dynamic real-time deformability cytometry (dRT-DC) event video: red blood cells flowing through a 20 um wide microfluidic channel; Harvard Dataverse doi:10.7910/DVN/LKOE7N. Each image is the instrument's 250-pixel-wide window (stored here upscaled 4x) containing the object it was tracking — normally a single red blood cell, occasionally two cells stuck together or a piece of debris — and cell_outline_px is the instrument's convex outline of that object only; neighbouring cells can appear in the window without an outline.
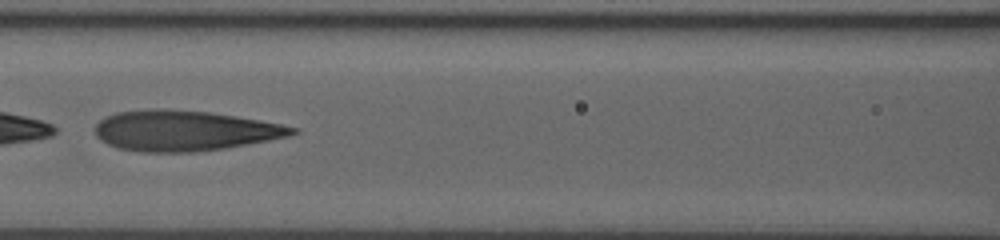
{"species": "human", "species_latin": "Homo sapiens", "temperature_condition": "room temperature", "stored_images_in_passage": 45, "camera_frame_rate_fps": 3000, "um_per_image_px": 0.085, "donor": {"sex": "male"}, "frame": {"image": 1, "passage_image": 19, "time_ms": 8.667, "image_size_px": [1000, 240], "cell_outline_px": [[300, 132], [288, 136], [268, 140], [224, 148], [192, 152], [144, 152], [120, 148], [108, 144], [100, 140], [96, 136], [96, 124], [104, 116], [116, 112], [152, 108], [160, 108], [208, 112], [280, 124], [300, 128]], "centroid_in_image_um": [15.63, 11.1], "position_along_channel_um": 151.0, "area_um2": 46.18}}
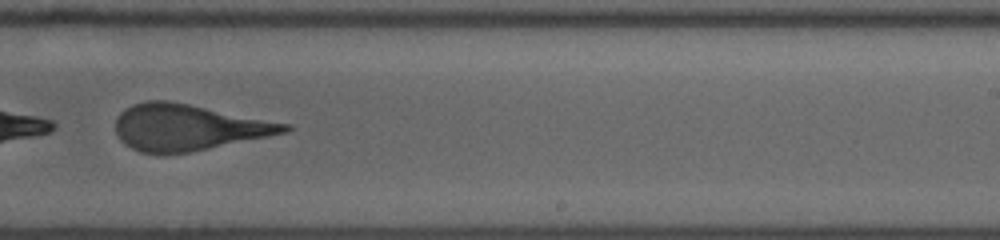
{"frame": {"image": 2, "passage_image": 28, "time_ms": 11.667, "image_size_px": [1000, 240], "cell_outline_px": [[292, 128], [288, 132], [188, 152], [140, 152], [124, 144], [120, 140], [116, 132], [116, 120], [120, 112], [124, 108], [132, 104], [148, 100], [168, 100], [292, 124]], "centroid_in_image_um": [15.98, 10.8], "position_along_channel_um": 273.0, "area_um2": 44.97}}
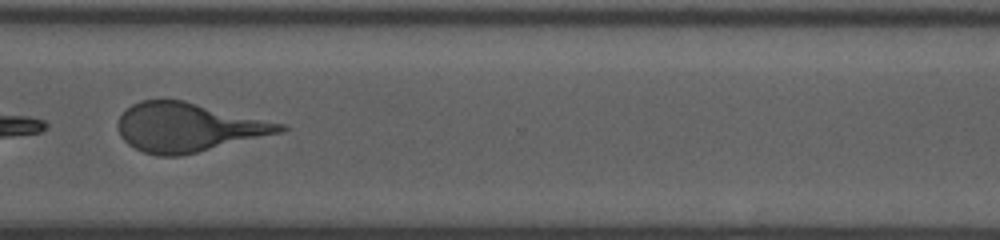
{"frame": {"image": 3, "passage_image": 38, "time_ms": 13.667, "image_size_px": [1000, 240], "cell_outline_px": [[288, 128], [280, 132], [180, 156], [156, 156], [144, 152], [128, 144], [120, 136], [116, 124], [120, 116], [132, 104], [140, 100], [184, 100], [288, 124]], "centroid_in_image_um": [15.98, 10.81], "position_along_channel_um": 354.6, "area_um2": 46.07}}